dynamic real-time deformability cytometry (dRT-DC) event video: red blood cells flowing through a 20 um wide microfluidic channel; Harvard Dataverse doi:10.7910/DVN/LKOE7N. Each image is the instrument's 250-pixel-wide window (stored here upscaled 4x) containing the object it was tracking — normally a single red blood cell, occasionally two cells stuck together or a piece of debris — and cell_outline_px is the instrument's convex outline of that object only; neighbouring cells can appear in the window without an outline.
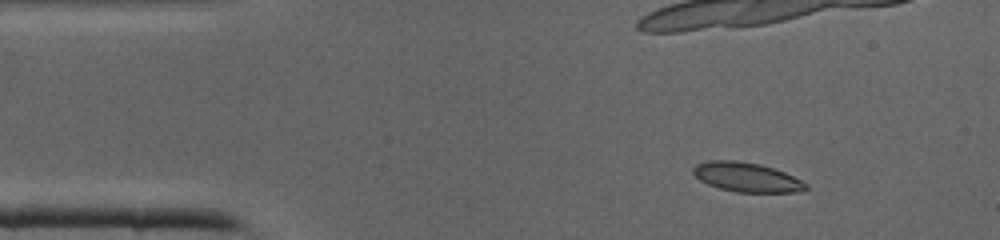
{"species": "common noctule bat (a hibernating species)", "species_latin": "Nyctalus noctula", "temperature_condition": "cold", "stored_images_in_passage": 37, "camera_frame_rate_fps": 3000, "um_per_image_px": 0.085, "animal": {"sex": "male", "body_mass_g": 19.0, "forearm_length_mm": 50.8}, "frame": {"image": 1, "passage_image": 1, "time_ms": 0.0, "image_size_px": [1000, 240], "cell_outline_px": [[808, 188], [796, 192], [736, 192], [720, 188], [708, 184], [700, 180], [692, 172], [692, 168], [696, 164], [708, 160], [736, 160], [760, 164], [784, 172], [808, 184]], "centroid_in_image_um": [63.44, 15.05], "position_along_channel_um": 21.6, "area_um2": 19.19}}